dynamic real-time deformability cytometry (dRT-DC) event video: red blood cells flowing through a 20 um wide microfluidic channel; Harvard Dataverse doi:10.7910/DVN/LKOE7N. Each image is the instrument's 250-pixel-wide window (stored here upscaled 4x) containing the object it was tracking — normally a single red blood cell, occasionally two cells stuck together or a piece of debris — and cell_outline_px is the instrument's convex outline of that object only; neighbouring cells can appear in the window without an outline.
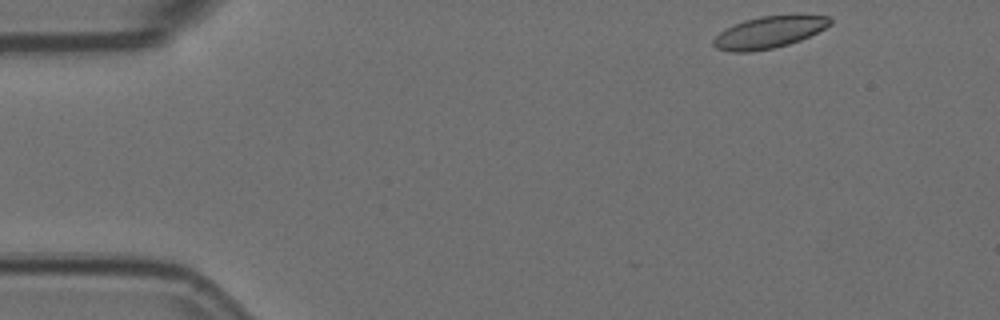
{"species": "Egyptian fruit bat (a non-hibernating species)", "species_latin": "Rousettus aegyptiacus", "temperature_condition": "room temperature", "stored_images_in_passage": 6, "camera_frame_rate_fps": 3000, "um_per_image_px": 0.085, "animal": {"sex": "female"}, "frame": {"image": 1, "passage_image": 1, "time_ms": 0.0, "image_size_px": [1000, 320], "cell_outline_px": [[832, 24], [800, 40], [788, 44], [772, 48], [748, 52], [732, 52], [716, 48], [712, 44], [712, 40], [720, 32], [744, 20], [760, 16], [792, 12], [800, 12], [828, 16], [832, 20]], "centroid_in_image_um": [65.43, 2.68], "position_along_channel_um": 19.6, "area_um2": 22.2}}